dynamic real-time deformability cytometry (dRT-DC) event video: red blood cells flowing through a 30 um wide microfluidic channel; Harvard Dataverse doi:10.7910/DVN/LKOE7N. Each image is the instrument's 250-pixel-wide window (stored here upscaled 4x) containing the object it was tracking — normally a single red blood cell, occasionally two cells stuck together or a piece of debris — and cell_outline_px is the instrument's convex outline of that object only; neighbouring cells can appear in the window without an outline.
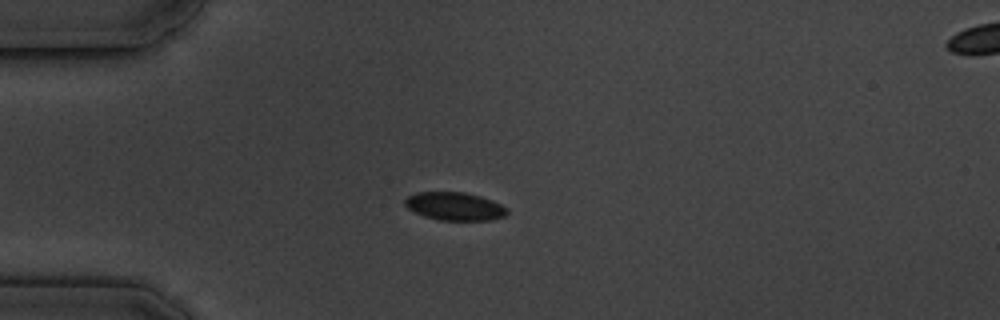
{"species": "common noctule bat (a hibernating species)", "species_latin": "Nyctalus noctula", "temperature_condition": "cold", "stored_images_in_passage": 12, "camera_frame_rate_fps": 3000, "um_per_image_px": 0.085, "animal": {"sex": "male", "body_mass_g": 19.5, "forearm_length_mm": 54.6}, "frame": {"image": 1, "passage_image": 1, "time_ms": 0.0, "image_size_px": [1000, 320], "cell_outline_px": [[508, 212], [504, 216], [492, 220], [440, 220], [424, 216], [408, 208], [404, 204], [404, 200], [408, 196], [416, 192], [464, 192], [480, 196], [492, 200], [500, 204]], "centroid_in_image_um": [38.63, 17.53], "position_along_channel_um": 46.4, "area_um2": 16.59}}
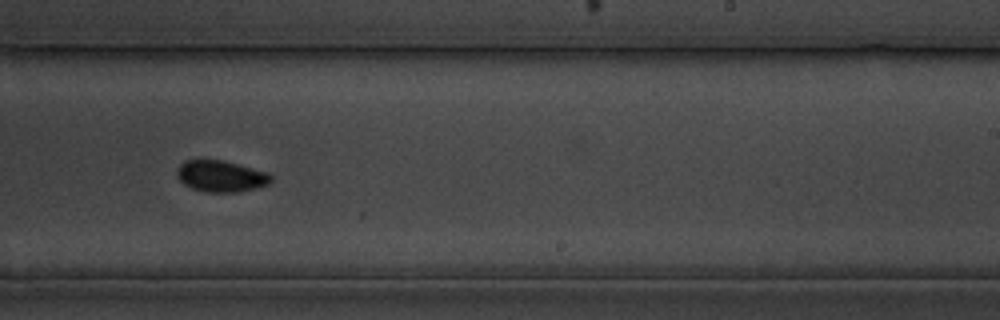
{"frame": {"image": 2, "passage_image": 7, "time_ms": 7.0, "image_size_px": [1000, 320], "cell_outline_px": [[272, 180], [268, 184], [256, 188], [236, 192], [204, 192], [192, 188], [184, 184], [176, 176], [176, 168], [184, 160], [220, 160], [268, 172], [272, 176]], "centroid_in_image_um": [18.75, 14.98], "position_along_channel_um": 270.3, "area_um2": 17.17}}
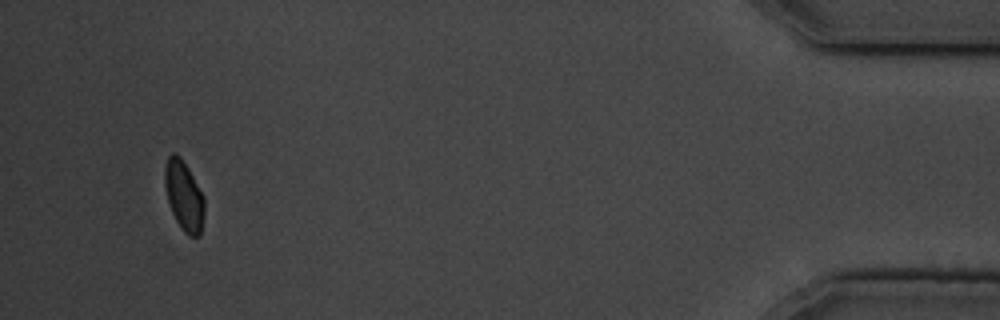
{"frame": {"image": 3, "passage_image": 12, "time_ms": 13.333, "image_size_px": [1000, 320], "cell_outline_px": [[204, 212], [200, 236], [188, 236], [184, 232], [176, 220], [172, 212], [168, 200], [164, 184], [164, 168], [168, 156], [172, 152], [176, 152], [180, 156], [188, 168], [204, 196]], "centroid_in_image_um": [15.63, 16.62], "position_along_channel_um": 419.6, "area_um2": 16.13}, "authors_computed_cell_mechanics": {"area_um2": 17.34, "velocity_mm_per_s": 3.4714, "shape_relaxation_time_tau1_ms": 1.9691, "shape_relaxation_time_tau2_ms": 2.5302, "deformation_change_tau1": 0.0383, "deformation_change_tau2": 0.0263}}